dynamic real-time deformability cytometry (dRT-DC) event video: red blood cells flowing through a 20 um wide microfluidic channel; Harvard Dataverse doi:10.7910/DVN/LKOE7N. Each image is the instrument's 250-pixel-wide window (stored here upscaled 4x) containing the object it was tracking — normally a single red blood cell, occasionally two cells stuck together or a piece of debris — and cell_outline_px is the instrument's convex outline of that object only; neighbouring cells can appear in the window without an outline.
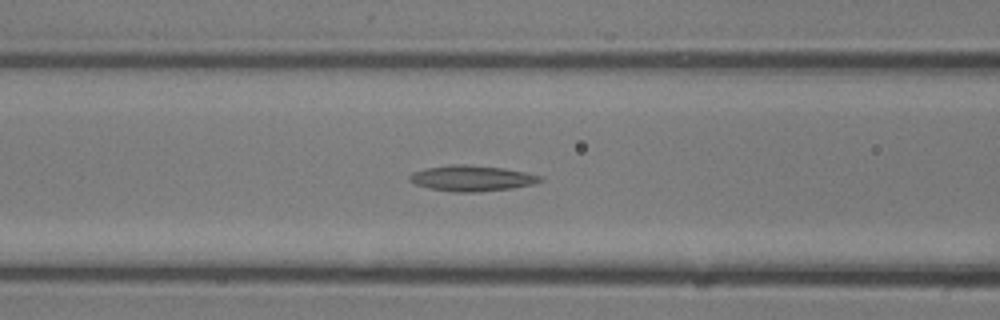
{"species": "common noctule bat (a hibernating species)", "species_latin": "Nyctalus noctula", "temperature_condition": "room temperature", "stored_images_in_passage": 19, "camera_frame_rate_fps": 3000, "um_per_image_px": 0.085, "animal": {"sex": "male", "body_mass_g": 13.3}, "frame": {"image": 1, "passage_image": 11, "time_ms": 3.333, "image_size_px": [1000, 320], "cell_outline_px": [[544, 180], [532, 184], [512, 188], [476, 192], [452, 192], [428, 188], [416, 184], [408, 180], [408, 176], [412, 172], [428, 168], [452, 164], [464, 164], [504, 168], [544, 176]], "centroid_in_image_um": [40.1, 15.15], "position_along_channel_um": 126.5, "area_um2": 19.59}}
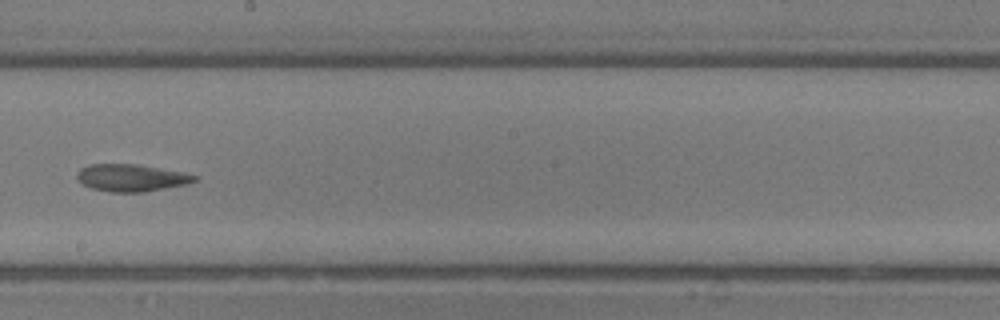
{"frame": {"image": 2, "passage_image": 16, "time_ms": 5.0, "image_size_px": [1000, 320], "cell_outline_px": [[196, 180], [188, 184], [144, 192], [112, 192], [92, 188], [80, 184], [76, 180], [76, 172], [80, 168], [88, 164], [136, 164], [184, 172], [196, 176]], "centroid_in_image_um": [11.1, 15.11], "position_along_channel_um": 237.1, "area_um2": 18.79}}
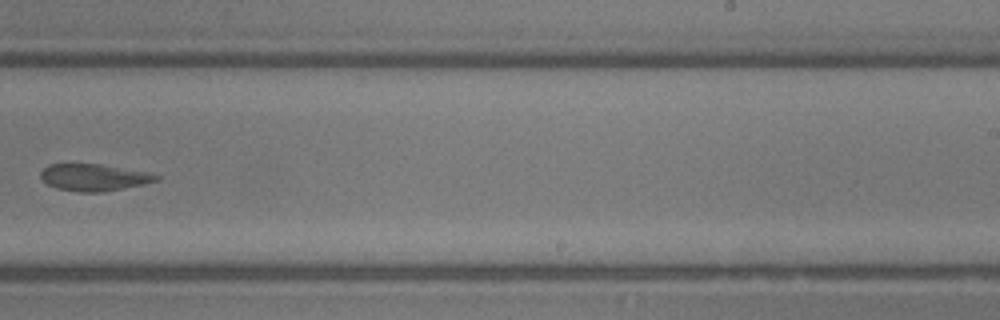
{"frame": {"image": 3, "passage_image": 18, "time_ms": 5.667, "image_size_px": [1000, 320], "cell_outline_px": [[160, 180], [144, 184], [104, 192], [80, 192], [56, 188], [48, 184], [40, 176], [40, 172], [48, 164], [100, 164], [148, 172], [160, 176]], "centroid_in_image_um": [8.0, 15.08], "position_along_channel_um": 281.0, "area_um2": 18.09}}